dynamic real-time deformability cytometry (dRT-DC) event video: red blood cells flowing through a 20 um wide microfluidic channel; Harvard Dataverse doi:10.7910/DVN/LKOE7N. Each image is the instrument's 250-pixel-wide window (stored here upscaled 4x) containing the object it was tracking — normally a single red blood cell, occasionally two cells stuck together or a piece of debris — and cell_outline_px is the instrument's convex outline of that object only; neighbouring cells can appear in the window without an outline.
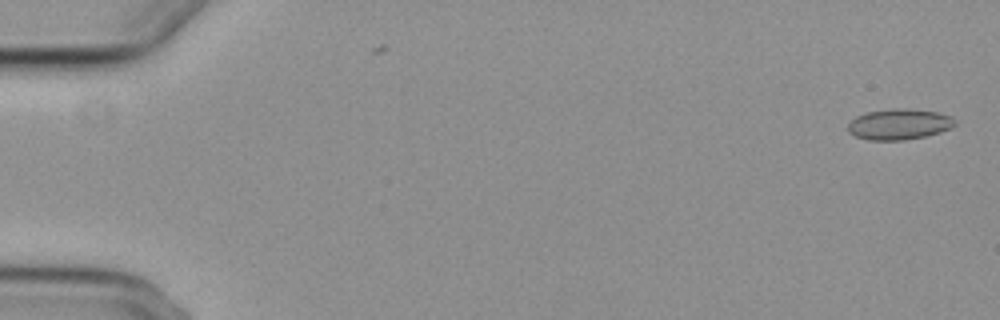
{"species": "common noctule bat (a hibernating species)", "species_latin": "Nyctalus noctula", "temperature_condition": "cold", "stored_images_in_passage": 56, "camera_frame_rate_fps": 3000, "um_per_image_px": 0.085, "animal": {"sex": "female", "body_mass_g": 29.2, "forearm_length_mm": 56.3}, "frame": {"image": 1, "passage_image": 1, "time_ms": 0.0, "image_size_px": [1000, 320], "cell_outline_px": [[956, 124], [952, 128], [940, 132], [924, 136], [904, 140], [868, 140], [856, 136], [848, 132], [848, 124], [856, 116], [868, 112], [892, 108], [908, 108], [936, 112], [952, 116]], "centroid_in_image_um": [76.43, 10.56], "position_along_channel_um": 8.6, "area_um2": 19.19}}
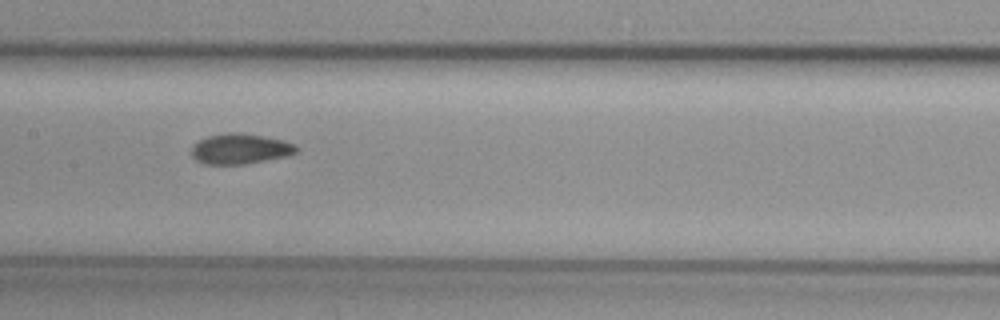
{"frame": {"image": 2, "passage_image": 28, "time_ms": 9.0, "image_size_px": [1000, 320], "cell_outline_px": [[300, 152], [288, 156], [244, 164], [204, 164], [196, 160], [188, 152], [192, 144], [208, 136], [228, 132], [240, 132], [264, 136], [284, 140], [296, 144], [300, 148]], "centroid_in_image_um": [20.43, 12.64], "position_along_channel_um": 187.0, "area_um2": 19.02}}
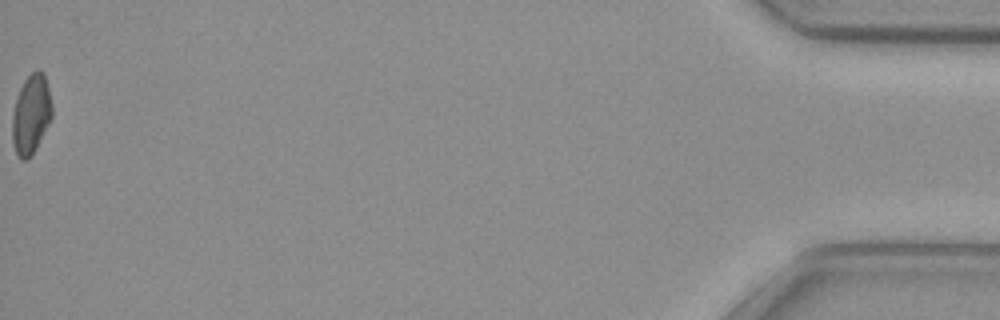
{"frame": {"image": 3, "passage_image": 56, "time_ms": 18.333, "image_size_px": [1000, 320], "cell_outline_px": [[52, 116], [36, 148], [28, 160], [20, 160], [16, 152], [12, 140], [12, 112], [20, 88], [24, 80], [32, 72], [44, 72], [52, 104]], "centroid_in_image_um": [2.63, 9.74], "position_along_channel_um": 432.6, "area_um2": 18.21}, "authors_computed_cell_mechanics": {"area_um2": 18.5827, "velocity_mm_per_s": 3.7142, "shape_relaxation_time_tau1_ms": null, "shape_relaxation_time_tau2_ms": 3.6224, "deformation_change_tau1": null, "deformation_change_tau2": 0.0692}}